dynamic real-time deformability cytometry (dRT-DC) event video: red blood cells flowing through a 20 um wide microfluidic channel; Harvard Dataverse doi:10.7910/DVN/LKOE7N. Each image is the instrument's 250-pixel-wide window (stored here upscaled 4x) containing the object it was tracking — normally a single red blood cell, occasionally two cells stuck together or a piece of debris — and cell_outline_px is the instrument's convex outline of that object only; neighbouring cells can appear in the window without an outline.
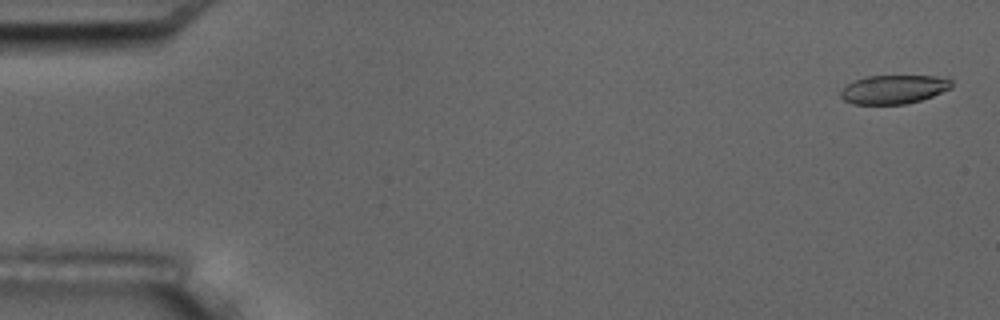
{"species": "common noctule bat (a hibernating species)", "species_latin": "Nyctalus noctula", "temperature_condition": "room temperature", "stored_images_in_passage": 5, "camera_frame_rate_fps": 3000, "um_per_image_px": 0.085, "animal": {"sex": "male", "body_mass_g": 17.5, "forearm_length_mm": 52.3}, "frame": {"image": 1, "passage_image": 1, "time_ms": 0.0, "image_size_px": [1000, 320], "cell_outline_px": [[952, 88], [932, 96], [920, 100], [904, 104], [852, 104], [844, 100], [840, 96], [840, 92], [848, 84], [864, 76], [936, 76], [952, 80]], "centroid_in_image_um": [75.96, 7.6], "position_along_channel_um": 9.0, "area_um2": 18.5}}
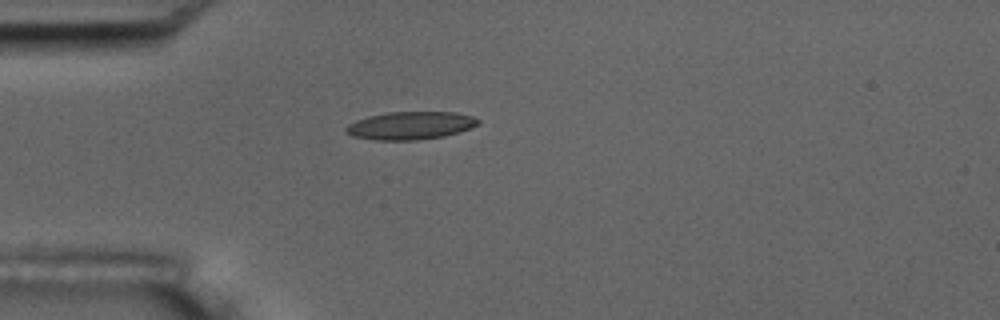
{"frame": {"image": 2, "passage_image": 5, "time_ms": 4.667, "image_size_px": [1000, 320], "cell_outline_px": [[480, 124], [460, 132], [444, 136], [416, 140], [376, 140], [352, 136], [344, 132], [344, 128], [348, 124], [356, 120], [368, 116], [388, 112], [456, 112], [472, 116], [480, 120]], "centroid_in_image_um": [34.88, 10.67], "position_along_channel_um": 50.1, "area_um2": 21.62}}